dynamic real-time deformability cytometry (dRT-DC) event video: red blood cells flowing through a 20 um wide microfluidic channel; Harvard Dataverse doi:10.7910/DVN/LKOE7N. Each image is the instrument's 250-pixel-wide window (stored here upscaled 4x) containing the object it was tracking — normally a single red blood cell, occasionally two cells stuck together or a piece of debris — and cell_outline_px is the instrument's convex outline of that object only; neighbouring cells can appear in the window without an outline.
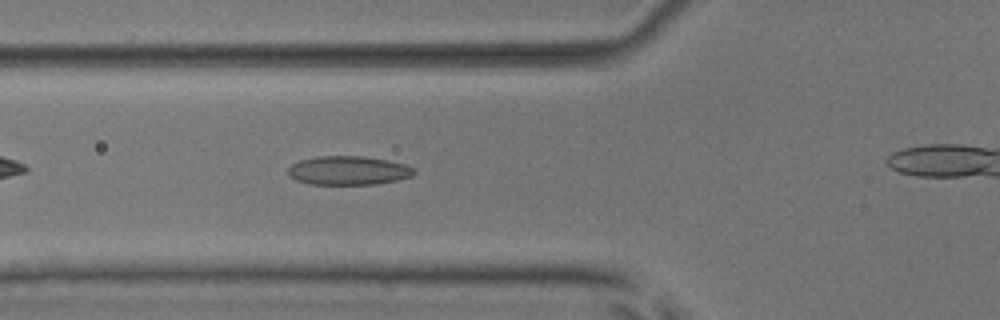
{"species": "common noctule bat (a hibernating species)", "species_latin": "Nyctalus noctula", "temperature_condition": "room temperature", "stored_images_in_passage": 30, "camera_frame_rate_fps": 3000, "um_per_image_px": 0.085, "animal": {"sex": "male", "body_mass_g": 17.9, "forearm_length_mm": 54.2}, "frame": {"image": 1, "passage_image": 6, "time_ms": 1.667, "image_size_px": [1000, 320], "cell_outline_px": [[416, 172], [412, 176], [396, 180], [376, 184], [308, 184], [296, 180], [288, 176], [288, 168], [292, 164], [300, 160], [316, 156], [364, 156], [388, 160], [404, 164], [416, 168]], "centroid_in_image_um": [29.61, 14.49], "position_along_channel_um": 96.2, "area_um2": 21.33}}
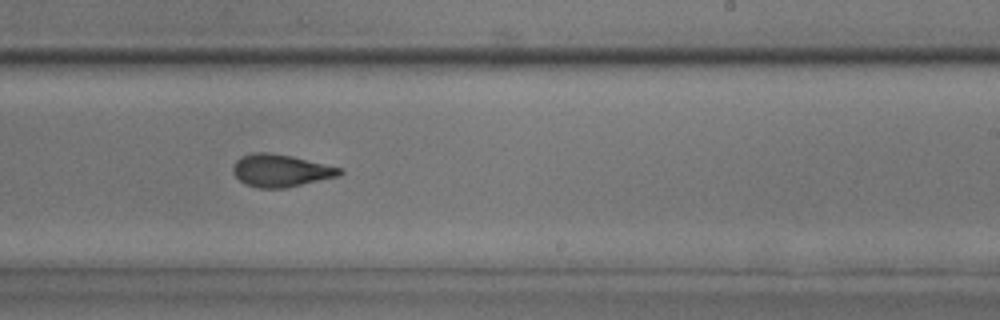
{"frame": {"image": 2, "passage_image": 19, "time_ms": 6.0, "image_size_px": [1000, 320], "cell_outline_px": [[344, 172], [340, 176], [284, 188], [256, 188], [244, 184], [232, 172], [232, 168], [236, 160], [240, 156], [252, 152], [268, 152], [292, 156], [344, 168]], "centroid_in_image_um": [23.87, 14.49], "position_along_channel_um": 265.1, "area_um2": 20.46}}
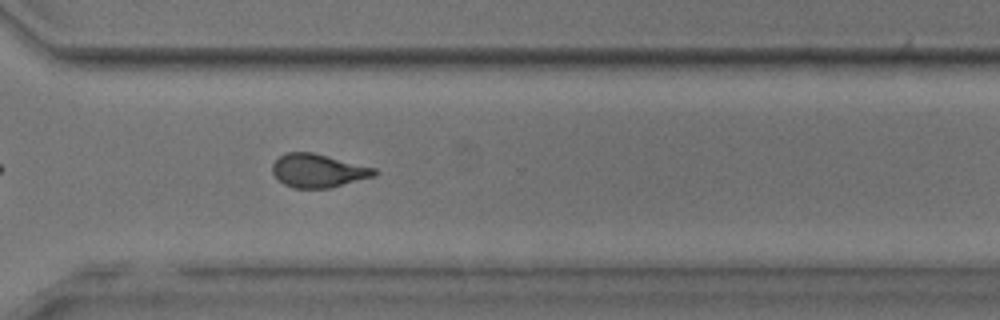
{"frame": {"image": 3, "passage_image": 25, "time_ms": 8.0, "image_size_px": [1000, 320], "cell_outline_px": [[380, 172], [376, 176], [328, 188], [296, 188], [284, 184], [272, 172], [272, 164], [280, 156], [288, 152], [312, 152], [376, 168]], "centroid_in_image_um": [27.08, 14.5], "position_along_channel_um": 343.5, "area_um2": 19.77}}